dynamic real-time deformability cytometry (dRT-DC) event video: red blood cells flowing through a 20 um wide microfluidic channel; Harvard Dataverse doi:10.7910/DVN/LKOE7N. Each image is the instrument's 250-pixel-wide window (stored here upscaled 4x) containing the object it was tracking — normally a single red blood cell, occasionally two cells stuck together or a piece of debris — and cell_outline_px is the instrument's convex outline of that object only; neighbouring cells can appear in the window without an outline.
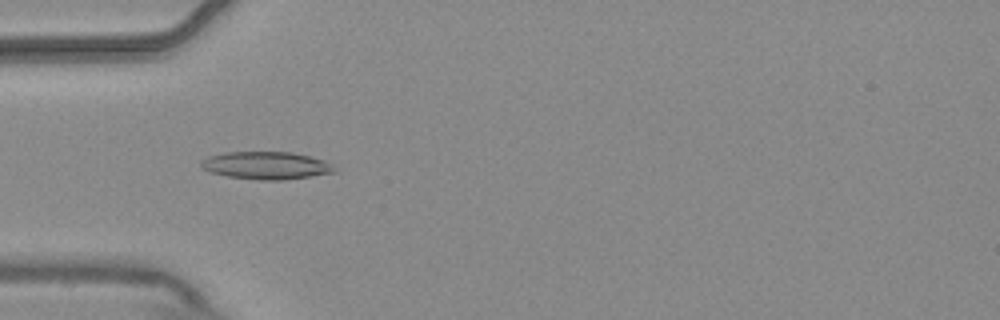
{"species": "common noctule bat (a hibernating species)", "species_latin": "Nyctalus noctula", "temperature_condition": "warm", "stored_images_in_passage": 6, "camera_frame_rate_fps": 3000, "um_per_image_px": 0.085, "animal": {"sex": "male", "body_mass_g": 20.4}, "frame": {"image": 1, "passage_image": 5, "time_ms": 1.333, "image_size_px": [1000, 320], "cell_outline_px": [[336, 172], [284, 180], [260, 180], [228, 176], [212, 172], [200, 168], [200, 160], [208, 156], [224, 152], [292, 152], [324, 160], [332, 164], [336, 168]], "centroid_in_image_um": [22.61, 14.06], "position_along_channel_um": 62.4, "area_um2": 21.5}}